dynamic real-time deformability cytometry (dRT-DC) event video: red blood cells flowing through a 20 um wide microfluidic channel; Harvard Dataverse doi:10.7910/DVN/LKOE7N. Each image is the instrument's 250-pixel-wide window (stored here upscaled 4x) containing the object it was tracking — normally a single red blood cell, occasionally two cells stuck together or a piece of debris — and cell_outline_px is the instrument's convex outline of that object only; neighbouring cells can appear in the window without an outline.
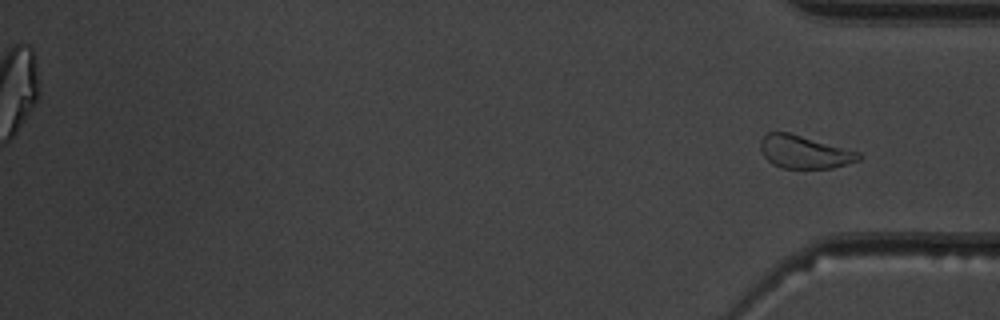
{"species": "common noctule bat (a hibernating species)", "species_latin": "Nyctalus noctula", "temperature_condition": "warm", "stored_images_in_passage": 54, "segment_of_instrument_passage": [2, 2], "camera_frame_rate_fps": 3000, "um_per_image_px": 0.085, "animal": {"sex": "male", "body_mass_g": 19.5, "forearm_length_mm": 54.6}, "frame": {"image": 1, "passage_image": 54, "time_ms": 17.667, "image_size_px": [1000, 320], "cell_outline_px": [[864, 156], [860, 160], [848, 164], [832, 168], [780, 168], [772, 164], [764, 156], [760, 148], [760, 140], [768, 132], [788, 132], [860, 152]], "centroid_in_image_um": [68.39, 12.92], "position_along_channel_um": 366.8, "area_um2": 18.9}}